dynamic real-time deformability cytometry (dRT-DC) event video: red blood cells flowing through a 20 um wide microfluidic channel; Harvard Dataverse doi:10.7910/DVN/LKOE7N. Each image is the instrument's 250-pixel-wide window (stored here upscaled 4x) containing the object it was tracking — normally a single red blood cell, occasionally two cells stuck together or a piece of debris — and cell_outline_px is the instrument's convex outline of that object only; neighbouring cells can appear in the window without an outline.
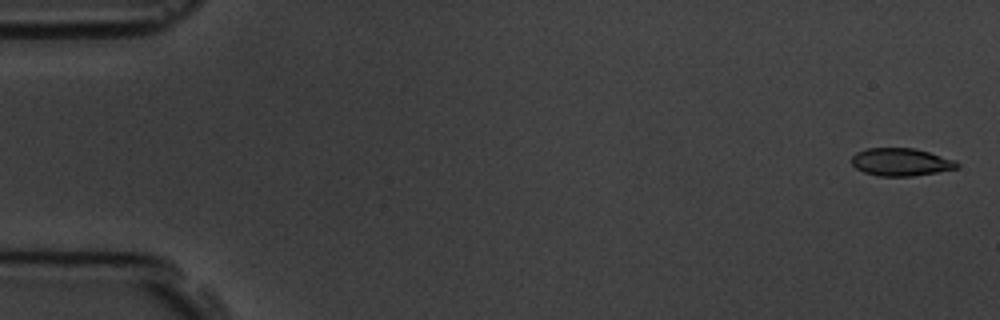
{"species": "common noctule bat (a hibernating species)", "species_latin": "Nyctalus noctula", "temperature_condition": "room temperature", "stored_images_in_passage": 5, "camera_frame_rate_fps": 3000, "um_per_image_px": 0.085, "animal": {"sex": "male", "body_mass_g": 19.5, "forearm_length_mm": 54.6}, "frame": {"image": 1, "passage_image": 1, "time_ms": 0.0, "image_size_px": [1000, 320], "cell_outline_px": [[960, 164], [956, 168], [936, 172], [912, 176], [880, 176], [864, 172], [856, 168], [852, 164], [852, 156], [856, 152], [868, 148], [916, 148], [956, 160]], "centroid_in_image_um": [76.58, 13.76], "position_along_channel_um": 8.4, "area_um2": 16.99}}
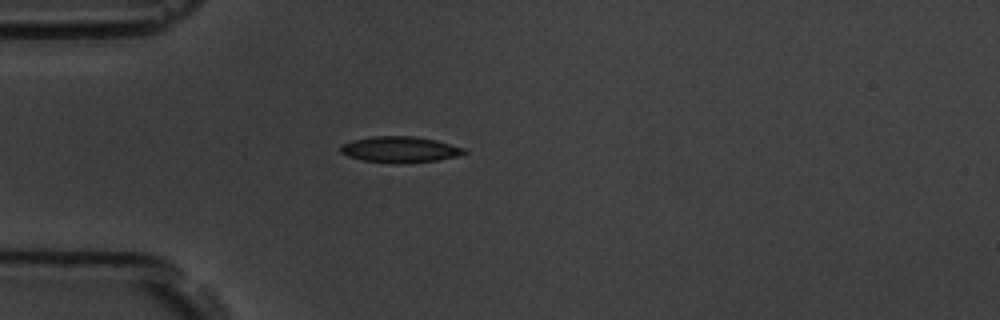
{"frame": {"image": 2, "passage_image": 5, "time_ms": 4.667, "image_size_px": [1000, 320], "cell_outline_px": [[468, 152], [460, 156], [436, 160], [400, 164], [392, 164], [364, 160], [348, 156], [340, 152], [340, 144], [352, 140], [372, 136], [416, 136], [436, 140], [464, 148]], "centroid_in_image_um": [33.99, 12.71], "position_along_channel_um": 51.0, "area_um2": 18.96}}